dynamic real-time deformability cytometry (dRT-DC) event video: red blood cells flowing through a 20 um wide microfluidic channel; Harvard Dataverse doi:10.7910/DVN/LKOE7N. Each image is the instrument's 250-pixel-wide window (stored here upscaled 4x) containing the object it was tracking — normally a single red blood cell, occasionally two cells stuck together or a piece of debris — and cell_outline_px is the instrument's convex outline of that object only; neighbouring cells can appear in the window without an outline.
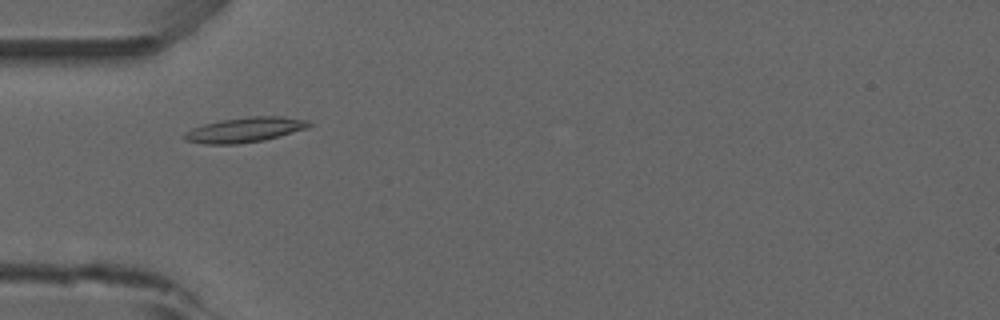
{"species": "common noctule bat (a hibernating species)", "species_latin": "Nyctalus noctula", "temperature_condition": "room temperature", "stored_images_in_passage": 49, "camera_frame_rate_fps": 3000, "um_per_image_px": 0.085, "animal": {"sex": "male", "forearm_length_mm": 52.5}, "frame": {"image": 1, "passage_image": 13, "time_ms": 4.0, "image_size_px": [1000, 320], "cell_outline_px": [[312, 124], [308, 128], [264, 140], [236, 144], [204, 144], [184, 140], [184, 132], [192, 128], [204, 124], [220, 120], [248, 116], [284, 116], [308, 120]], "centroid_in_image_um": [20.82, 11.02], "position_along_channel_um": 64.2, "area_um2": 18.21}}
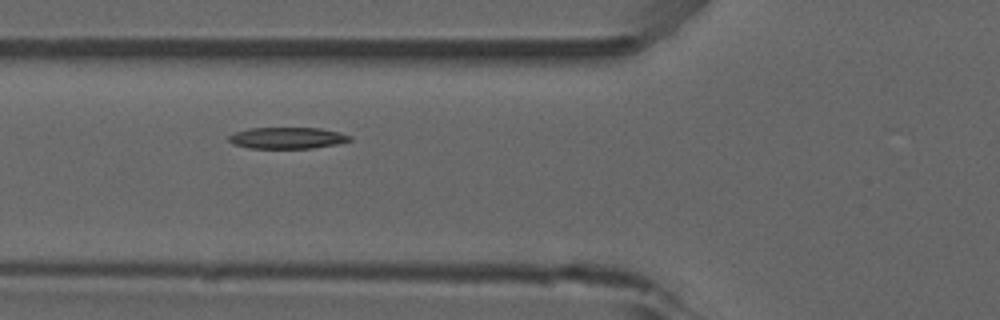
{"frame": {"image": 2, "passage_image": 16, "time_ms": 5.0, "image_size_px": [1000, 320], "cell_outline_px": [[352, 140], [336, 144], [312, 148], [248, 148], [232, 144], [228, 140], [228, 136], [236, 132], [248, 128], [320, 128], [340, 132], [352, 136]], "centroid_in_image_um": [24.42, 11.72], "position_along_channel_um": 101.4, "area_um2": 15.14}}
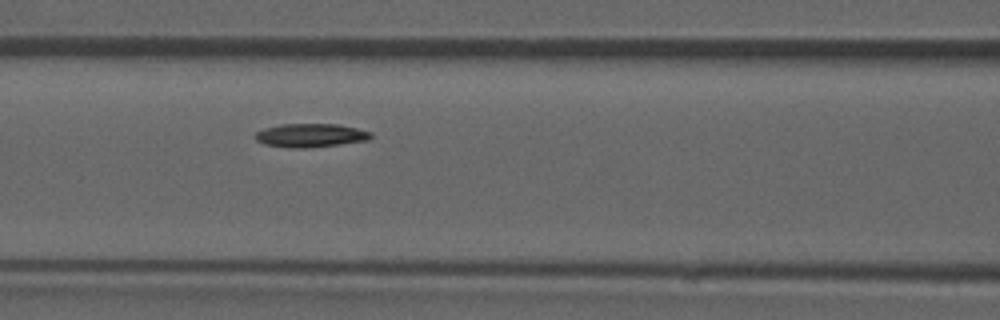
{"frame": {"image": 3, "passage_image": 19, "time_ms": 6.0, "image_size_px": [1000, 320], "cell_outline_px": [[372, 136], [368, 140], [340, 144], [300, 148], [288, 148], [264, 144], [256, 140], [256, 132], [264, 128], [280, 124], [336, 124], [356, 128], [372, 132]], "centroid_in_image_um": [26.38, 11.5], "position_along_channel_um": 140.2, "area_um2": 15.78}, "authors_computed_cell_mechanics": {"area_um2": 15.6638, "velocity_mm_per_s": 3.8612, "shape_relaxation_time_tau1_ms": 2.9235, "shape_relaxation_time_tau2_ms": null, "deformation_change_tau1": 0.0939, "deformation_change_tau2": null}}